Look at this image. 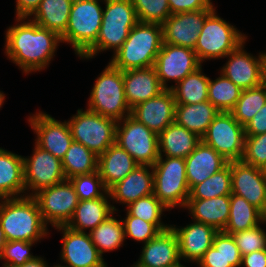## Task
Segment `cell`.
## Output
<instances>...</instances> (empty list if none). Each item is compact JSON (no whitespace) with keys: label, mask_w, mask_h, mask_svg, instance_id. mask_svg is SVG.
<instances>
[{"label":"cell","mask_w":266,"mask_h":267,"mask_svg":"<svg viewBox=\"0 0 266 267\" xmlns=\"http://www.w3.org/2000/svg\"><path fill=\"white\" fill-rule=\"evenodd\" d=\"M16 25L7 29L5 53L8 58L25 72L43 70L54 56L62 42L55 31L40 27L27 18H16ZM23 22V23H22Z\"/></svg>","instance_id":"1"},{"label":"cell","mask_w":266,"mask_h":267,"mask_svg":"<svg viewBox=\"0 0 266 267\" xmlns=\"http://www.w3.org/2000/svg\"><path fill=\"white\" fill-rule=\"evenodd\" d=\"M2 200L0 202V227L7 241L38 242L48 235L47 224L33 196L23 194L21 197Z\"/></svg>","instance_id":"2"},{"label":"cell","mask_w":266,"mask_h":267,"mask_svg":"<svg viewBox=\"0 0 266 267\" xmlns=\"http://www.w3.org/2000/svg\"><path fill=\"white\" fill-rule=\"evenodd\" d=\"M162 44V25L138 22L110 63L121 71L153 67Z\"/></svg>","instance_id":"3"},{"label":"cell","mask_w":266,"mask_h":267,"mask_svg":"<svg viewBox=\"0 0 266 267\" xmlns=\"http://www.w3.org/2000/svg\"><path fill=\"white\" fill-rule=\"evenodd\" d=\"M105 10L96 42L80 57L93 58L97 53L112 49L114 54L138 23L132 0H104Z\"/></svg>","instance_id":"4"},{"label":"cell","mask_w":266,"mask_h":267,"mask_svg":"<svg viewBox=\"0 0 266 267\" xmlns=\"http://www.w3.org/2000/svg\"><path fill=\"white\" fill-rule=\"evenodd\" d=\"M88 102V110L117 122L131 115L125 98L123 71L109 62L96 79Z\"/></svg>","instance_id":"5"},{"label":"cell","mask_w":266,"mask_h":267,"mask_svg":"<svg viewBox=\"0 0 266 267\" xmlns=\"http://www.w3.org/2000/svg\"><path fill=\"white\" fill-rule=\"evenodd\" d=\"M99 1L101 0H73L68 26L61 35V40L71 44L79 57L98 38L103 18V8Z\"/></svg>","instance_id":"6"},{"label":"cell","mask_w":266,"mask_h":267,"mask_svg":"<svg viewBox=\"0 0 266 267\" xmlns=\"http://www.w3.org/2000/svg\"><path fill=\"white\" fill-rule=\"evenodd\" d=\"M160 155L152 166L154 172L153 194L168 209L185 208L190 195L186 178L185 159Z\"/></svg>","instance_id":"7"},{"label":"cell","mask_w":266,"mask_h":267,"mask_svg":"<svg viewBox=\"0 0 266 267\" xmlns=\"http://www.w3.org/2000/svg\"><path fill=\"white\" fill-rule=\"evenodd\" d=\"M215 11L214 9L207 16L194 48L200 63L205 59L226 57L247 38L233 25L216 15Z\"/></svg>","instance_id":"8"},{"label":"cell","mask_w":266,"mask_h":267,"mask_svg":"<svg viewBox=\"0 0 266 267\" xmlns=\"http://www.w3.org/2000/svg\"><path fill=\"white\" fill-rule=\"evenodd\" d=\"M68 122L74 141L83 144L97 156L115 144L117 121L88 109H78Z\"/></svg>","instance_id":"9"},{"label":"cell","mask_w":266,"mask_h":267,"mask_svg":"<svg viewBox=\"0 0 266 267\" xmlns=\"http://www.w3.org/2000/svg\"><path fill=\"white\" fill-rule=\"evenodd\" d=\"M115 143L127 151L138 165L153 166L160 156L158 134L131 115L117 122Z\"/></svg>","instance_id":"10"},{"label":"cell","mask_w":266,"mask_h":267,"mask_svg":"<svg viewBox=\"0 0 266 267\" xmlns=\"http://www.w3.org/2000/svg\"><path fill=\"white\" fill-rule=\"evenodd\" d=\"M201 141L212 147L228 162L243 156L245 129L231 112H219L202 136Z\"/></svg>","instance_id":"11"},{"label":"cell","mask_w":266,"mask_h":267,"mask_svg":"<svg viewBox=\"0 0 266 267\" xmlns=\"http://www.w3.org/2000/svg\"><path fill=\"white\" fill-rule=\"evenodd\" d=\"M33 197L44 222L53 227L66 225L79 203L78 195L69 180L44 188Z\"/></svg>","instance_id":"12"},{"label":"cell","mask_w":266,"mask_h":267,"mask_svg":"<svg viewBox=\"0 0 266 267\" xmlns=\"http://www.w3.org/2000/svg\"><path fill=\"white\" fill-rule=\"evenodd\" d=\"M34 148L31 157H23L25 191H32L28 196L66 180L62 161L36 143Z\"/></svg>","instance_id":"13"},{"label":"cell","mask_w":266,"mask_h":267,"mask_svg":"<svg viewBox=\"0 0 266 267\" xmlns=\"http://www.w3.org/2000/svg\"><path fill=\"white\" fill-rule=\"evenodd\" d=\"M243 44L245 41L226 56L229 57L228 62L222 67L221 73L245 90L266 81V53L254 57L243 49Z\"/></svg>","instance_id":"14"},{"label":"cell","mask_w":266,"mask_h":267,"mask_svg":"<svg viewBox=\"0 0 266 267\" xmlns=\"http://www.w3.org/2000/svg\"><path fill=\"white\" fill-rule=\"evenodd\" d=\"M200 66L194 49L163 43L153 67L162 86L169 89L168 81L177 84Z\"/></svg>","instance_id":"15"},{"label":"cell","mask_w":266,"mask_h":267,"mask_svg":"<svg viewBox=\"0 0 266 267\" xmlns=\"http://www.w3.org/2000/svg\"><path fill=\"white\" fill-rule=\"evenodd\" d=\"M62 230L61 260L65 267H107L103 257L87 232H78L66 225L55 227Z\"/></svg>","instance_id":"16"},{"label":"cell","mask_w":266,"mask_h":267,"mask_svg":"<svg viewBox=\"0 0 266 267\" xmlns=\"http://www.w3.org/2000/svg\"><path fill=\"white\" fill-rule=\"evenodd\" d=\"M28 120L37 134L36 144L62 160L73 141L68 122H60L41 111Z\"/></svg>","instance_id":"17"},{"label":"cell","mask_w":266,"mask_h":267,"mask_svg":"<svg viewBox=\"0 0 266 267\" xmlns=\"http://www.w3.org/2000/svg\"><path fill=\"white\" fill-rule=\"evenodd\" d=\"M213 10L171 15L163 24V43L194 49L207 16Z\"/></svg>","instance_id":"18"},{"label":"cell","mask_w":266,"mask_h":267,"mask_svg":"<svg viewBox=\"0 0 266 267\" xmlns=\"http://www.w3.org/2000/svg\"><path fill=\"white\" fill-rule=\"evenodd\" d=\"M232 194L243 197L259 210L266 202V175L262 168L241 160L231 162Z\"/></svg>","instance_id":"19"},{"label":"cell","mask_w":266,"mask_h":267,"mask_svg":"<svg viewBox=\"0 0 266 267\" xmlns=\"http://www.w3.org/2000/svg\"><path fill=\"white\" fill-rule=\"evenodd\" d=\"M175 107L171 89H165L159 95L133 107L131 116L159 135L175 122Z\"/></svg>","instance_id":"20"},{"label":"cell","mask_w":266,"mask_h":267,"mask_svg":"<svg viewBox=\"0 0 266 267\" xmlns=\"http://www.w3.org/2000/svg\"><path fill=\"white\" fill-rule=\"evenodd\" d=\"M180 261L178 239L169 227L144 244L142 254L133 267H169Z\"/></svg>","instance_id":"21"},{"label":"cell","mask_w":266,"mask_h":267,"mask_svg":"<svg viewBox=\"0 0 266 267\" xmlns=\"http://www.w3.org/2000/svg\"><path fill=\"white\" fill-rule=\"evenodd\" d=\"M180 229L170 226L178 239L179 256L181 260L196 262L213 245V240L218 231L204 223L193 221Z\"/></svg>","instance_id":"22"},{"label":"cell","mask_w":266,"mask_h":267,"mask_svg":"<svg viewBox=\"0 0 266 267\" xmlns=\"http://www.w3.org/2000/svg\"><path fill=\"white\" fill-rule=\"evenodd\" d=\"M126 101L132 109L165 90L154 67L123 71Z\"/></svg>","instance_id":"23"},{"label":"cell","mask_w":266,"mask_h":267,"mask_svg":"<svg viewBox=\"0 0 266 267\" xmlns=\"http://www.w3.org/2000/svg\"><path fill=\"white\" fill-rule=\"evenodd\" d=\"M153 181L152 166L137 165L124 179L108 190L110 199L128 206L141 197L153 194Z\"/></svg>","instance_id":"24"},{"label":"cell","mask_w":266,"mask_h":267,"mask_svg":"<svg viewBox=\"0 0 266 267\" xmlns=\"http://www.w3.org/2000/svg\"><path fill=\"white\" fill-rule=\"evenodd\" d=\"M228 164L219 153L202 141L185 158V171L190 190Z\"/></svg>","instance_id":"25"},{"label":"cell","mask_w":266,"mask_h":267,"mask_svg":"<svg viewBox=\"0 0 266 267\" xmlns=\"http://www.w3.org/2000/svg\"><path fill=\"white\" fill-rule=\"evenodd\" d=\"M137 165L134 158L116 143L98 156V172L107 190L124 179Z\"/></svg>","instance_id":"26"},{"label":"cell","mask_w":266,"mask_h":267,"mask_svg":"<svg viewBox=\"0 0 266 267\" xmlns=\"http://www.w3.org/2000/svg\"><path fill=\"white\" fill-rule=\"evenodd\" d=\"M188 208L194 221L212 226L217 231H223L230 215V195L209 199H188Z\"/></svg>","instance_id":"27"},{"label":"cell","mask_w":266,"mask_h":267,"mask_svg":"<svg viewBox=\"0 0 266 267\" xmlns=\"http://www.w3.org/2000/svg\"><path fill=\"white\" fill-rule=\"evenodd\" d=\"M110 198L109 192L103 197L93 200L79 201L70 221L66 224L70 229L85 232L96 228L101 222L105 221L110 215H113L117 209L110 204L107 198Z\"/></svg>","instance_id":"28"},{"label":"cell","mask_w":266,"mask_h":267,"mask_svg":"<svg viewBox=\"0 0 266 267\" xmlns=\"http://www.w3.org/2000/svg\"><path fill=\"white\" fill-rule=\"evenodd\" d=\"M200 142L197 134L173 122L158 135L159 155L185 159Z\"/></svg>","instance_id":"29"},{"label":"cell","mask_w":266,"mask_h":267,"mask_svg":"<svg viewBox=\"0 0 266 267\" xmlns=\"http://www.w3.org/2000/svg\"><path fill=\"white\" fill-rule=\"evenodd\" d=\"M21 193H26L23 156L0 148V196L21 197Z\"/></svg>","instance_id":"30"},{"label":"cell","mask_w":266,"mask_h":267,"mask_svg":"<svg viewBox=\"0 0 266 267\" xmlns=\"http://www.w3.org/2000/svg\"><path fill=\"white\" fill-rule=\"evenodd\" d=\"M219 112L209 101L196 104H176L175 122L202 138Z\"/></svg>","instance_id":"31"},{"label":"cell","mask_w":266,"mask_h":267,"mask_svg":"<svg viewBox=\"0 0 266 267\" xmlns=\"http://www.w3.org/2000/svg\"><path fill=\"white\" fill-rule=\"evenodd\" d=\"M241 254L232 235L218 231L213 245L198 261L200 267H240Z\"/></svg>","instance_id":"32"},{"label":"cell","mask_w":266,"mask_h":267,"mask_svg":"<svg viewBox=\"0 0 266 267\" xmlns=\"http://www.w3.org/2000/svg\"><path fill=\"white\" fill-rule=\"evenodd\" d=\"M72 3L73 0H42L31 20L61 36L68 26Z\"/></svg>","instance_id":"33"},{"label":"cell","mask_w":266,"mask_h":267,"mask_svg":"<svg viewBox=\"0 0 266 267\" xmlns=\"http://www.w3.org/2000/svg\"><path fill=\"white\" fill-rule=\"evenodd\" d=\"M210 78L202 72V66L187 75L171 89L176 104H196L208 101V86Z\"/></svg>","instance_id":"34"},{"label":"cell","mask_w":266,"mask_h":267,"mask_svg":"<svg viewBox=\"0 0 266 267\" xmlns=\"http://www.w3.org/2000/svg\"><path fill=\"white\" fill-rule=\"evenodd\" d=\"M61 161L66 180L98 171V156L74 140Z\"/></svg>","instance_id":"35"},{"label":"cell","mask_w":266,"mask_h":267,"mask_svg":"<svg viewBox=\"0 0 266 267\" xmlns=\"http://www.w3.org/2000/svg\"><path fill=\"white\" fill-rule=\"evenodd\" d=\"M259 209L247 202L243 197L230 195V215L223 232L233 234L243 230H249L260 223Z\"/></svg>","instance_id":"36"},{"label":"cell","mask_w":266,"mask_h":267,"mask_svg":"<svg viewBox=\"0 0 266 267\" xmlns=\"http://www.w3.org/2000/svg\"><path fill=\"white\" fill-rule=\"evenodd\" d=\"M89 232L91 241L101 256L104 252L118 249L125 240L122 220L118 221L111 215Z\"/></svg>","instance_id":"37"},{"label":"cell","mask_w":266,"mask_h":267,"mask_svg":"<svg viewBox=\"0 0 266 267\" xmlns=\"http://www.w3.org/2000/svg\"><path fill=\"white\" fill-rule=\"evenodd\" d=\"M266 103V81L261 85L241 91L240 98L230 111L245 126Z\"/></svg>","instance_id":"38"},{"label":"cell","mask_w":266,"mask_h":267,"mask_svg":"<svg viewBox=\"0 0 266 267\" xmlns=\"http://www.w3.org/2000/svg\"><path fill=\"white\" fill-rule=\"evenodd\" d=\"M231 194V162H228L223 169L195 185L188 199H209Z\"/></svg>","instance_id":"39"},{"label":"cell","mask_w":266,"mask_h":267,"mask_svg":"<svg viewBox=\"0 0 266 267\" xmlns=\"http://www.w3.org/2000/svg\"><path fill=\"white\" fill-rule=\"evenodd\" d=\"M242 89L222 73L215 80H209L208 101L220 112H230L240 98Z\"/></svg>","instance_id":"40"},{"label":"cell","mask_w":266,"mask_h":267,"mask_svg":"<svg viewBox=\"0 0 266 267\" xmlns=\"http://www.w3.org/2000/svg\"><path fill=\"white\" fill-rule=\"evenodd\" d=\"M167 208L154 195L141 197L127 206V212L134 217H139L146 222L152 223L160 232L167 230L171 225L161 222L162 212Z\"/></svg>","instance_id":"41"},{"label":"cell","mask_w":266,"mask_h":267,"mask_svg":"<svg viewBox=\"0 0 266 267\" xmlns=\"http://www.w3.org/2000/svg\"><path fill=\"white\" fill-rule=\"evenodd\" d=\"M138 22L162 25L170 16L168 0H132Z\"/></svg>","instance_id":"42"},{"label":"cell","mask_w":266,"mask_h":267,"mask_svg":"<svg viewBox=\"0 0 266 267\" xmlns=\"http://www.w3.org/2000/svg\"><path fill=\"white\" fill-rule=\"evenodd\" d=\"M68 180L74 186L79 201L101 198L108 192L98 171L77 175Z\"/></svg>","instance_id":"43"},{"label":"cell","mask_w":266,"mask_h":267,"mask_svg":"<svg viewBox=\"0 0 266 267\" xmlns=\"http://www.w3.org/2000/svg\"><path fill=\"white\" fill-rule=\"evenodd\" d=\"M36 242L27 241H7L3 251L0 253V259H4L3 267H19L37 256L30 253L31 246Z\"/></svg>","instance_id":"44"},{"label":"cell","mask_w":266,"mask_h":267,"mask_svg":"<svg viewBox=\"0 0 266 267\" xmlns=\"http://www.w3.org/2000/svg\"><path fill=\"white\" fill-rule=\"evenodd\" d=\"M241 161L259 168L266 165V133L245 135L244 151Z\"/></svg>","instance_id":"45"},{"label":"cell","mask_w":266,"mask_h":267,"mask_svg":"<svg viewBox=\"0 0 266 267\" xmlns=\"http://www.w3.org/2000/svg\"><path fill=\"white\" fill-rule=\"evenodd\" d=\"M239 248L241 256L266 249V232L260 224L252 229L231 234Z\"/></svg>","instance_id":"46"},{"label":"cell","mask_w":266,"mask_h":267,"mask_svg":"<svg viewBox=\"0 0 266 267\" xmlns=\"http://www.w3.org/2000/svg\"><path fill=\"white\" fill-rule=\"evenodd\" d=\"M122 223L125 239L126 237H131L136 241H142L144 244L160 232L152 223L146 222L139 217L131 216L128 212Z\"/></svg>","instance_id":"47"},{"label":"cell","mask_w":266,"mask_h":267,"mask_svg":"<svg viewBox=\"0 0 266 267\" xmlns=\"http://www.w3.org/2000/svg\"><path fill=\"white\" fill-rule=\"evenodd\" d=\"M212 0H168L171 15L197 10H214Z\"/></svg>","instance_id":"48"},{"label":"cell","mask_w":266,"mask_h":267,"mask_svg":"<svg viewBox=\"0 0 266 267\" xmlns=\"http://www.w3.org/2000/svg\"><path fill=\"white\" fill-rule=\"evenodd\" d=\"M245 135H260L266 133V103L244 126Z\"/></svg>","instance_id":"49"},{"label":"cell","mask_w":266,"mask_h":267,"mask_svg":"<svg viewBox=\"0 0 266 267\" xmlns=\"http://www.w3.org/2000/svg\"><path fill=\"white\" fill-rule=\"evenodd\" d=\"M42 0H16V18H30Z\"/></svg>","instance_id":"50"},{"label":"cell","mask_w":266,"mask_h":267,"mask_svg":"<svg viewBox=\"0 0 266 267\" xmlns=\"http://www.w3.org/2000/svg\"><path fill=\"white\" fill-rule=\"evenodd\" d=\"M242 265L244 267H266V249L242 256L241 266Z\"/></svg>","instance_id":"51"},{"label":"cell","mask_w":266,"mask_h":267,"mask_svg":"<svg viewBox=\"0 0 266 267\" xmlns=\"http://www.w3.org/2000/svg\"><path fill=\"white\" fill-rule=\"evenodd\" d=\"M19 267H49V266L46 263V261H44L43 258L37 256L34 259L27 261L26 263H24Z\"/></svg>","instance_id":"52"},{"label":"cell","mask_w":266,"mask_h":267,"mask_svg":"<svg viewBox=\"0 0 266 267\" xmlns=\"http://www.w3.org/2000/svg\"><path fill=\"white\" fill-rule=\"evenodd\" d=\"M6 242H7V240H6L4 231L0 227V253L3 251Z\"/></svg>","instance_id":"53"},{"label":"cell","mask_w":266,"mask_h":267,"mask_svg":"<svg viewBox=\"0 0 266 267\" xmlns=\"http://www.w3.org/2000/svg\"><path fill=\"white\" fill-rule=\"evenodd\" d=\"M260 213V224L262 223H266V202L265 204L262 206V208L259 211Z\"/></svg>","instance_id":"54"},{"label":"cell","mask_w":266,"mask_h":267,"mask_svg":"<svg viewBox=\"0 0 266 267\" xmlns=\"http://www.w3.org/2000/svg\"><path fill=\"white\" fill-rule=\"evenodd\" d=\"M4 100H5V94H3V92L0 91V108L4 103Z\"/></svg>","instance_id":"55"},{"label":"cell","mask_w":266,"mask_h":267,"mask_svg":"<svg viewBox=\"0 0 266 267\" xmlns=\"http://www.w3.org/2000/svg\"><path fill=\"white\" fill-rule=\"evenodd\" d=\"M169 267H185V266H183V265L181 264V262H179V263H177V264H175V265H173V266H169Z\"/></svg>","instance_id":"56"},{"label":"cell","mask_w":266,"mask_h":267,"mask_svg":"<svg viewBox=\"0 0 266 267\" xmlns=\"http://www.w3.org/2000/svg\"><path fill=\"white\" fill-rule=\"evenodd\" d=\"M263 172H264V174L266 175V165H265L264 168H263Z\"/></svg>","instance_id":"57"},{"label":"cell","mask_w":266,"mask_h":267,"mask_svg":"<svg viewBox=\"0 0 266 267\" xmlns=\"http://www.w3.org/2000/svg\"><path fill=\"white\" fill-rule=\"evenodd\" d=\"M53 267H65V266H61L60 264L58 265H54Z\"/></svg>","instance_id":"58"}]
</instances>
